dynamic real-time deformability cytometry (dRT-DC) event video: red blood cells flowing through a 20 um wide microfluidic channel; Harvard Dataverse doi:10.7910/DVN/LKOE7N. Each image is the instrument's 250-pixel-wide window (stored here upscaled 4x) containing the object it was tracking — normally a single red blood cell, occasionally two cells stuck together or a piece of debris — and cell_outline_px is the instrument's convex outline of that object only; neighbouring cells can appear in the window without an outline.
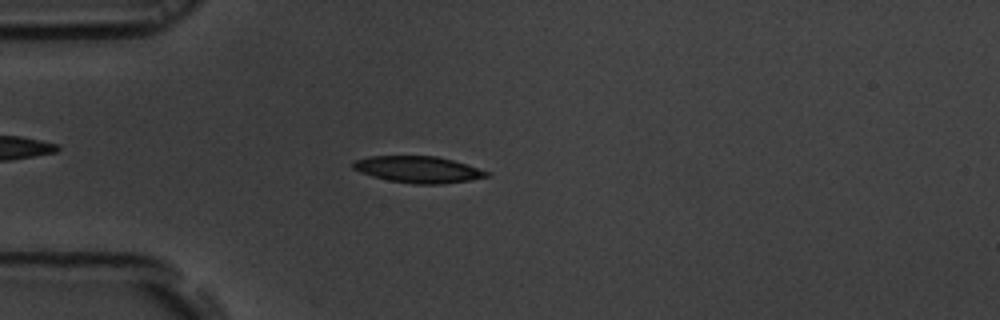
{"species": "common noctule bat (a hibernating species)", "species_latin": "Nyctalus noctula", "temperature_condition": "room temperature", "stored_images_in_passage": 42, "camera_frame_rate_fps": 3000, "um_per_image_px": 0.085, "animal": {"sex": "male", "body_mass_g": 19.5, "forearm_length_mm": 54.6}, "frame": {"image": 1, "passage_image": 2, "time_ms": 0.333, "image_size_px": [1000, 320], "cell_outline_px": [[492, 176], [468, 180], [440, 184], [412, 184], [388, 180], [372, 176], [360, 172], [352, 168], [352, 164], [356, 160], [368, 156], [436, 156], [452, 160], [492, 172]], "centroid_in_image_um": [35.56, 14.41], "position_along_channel_um": 49.4, "area_um2": 20.69}}
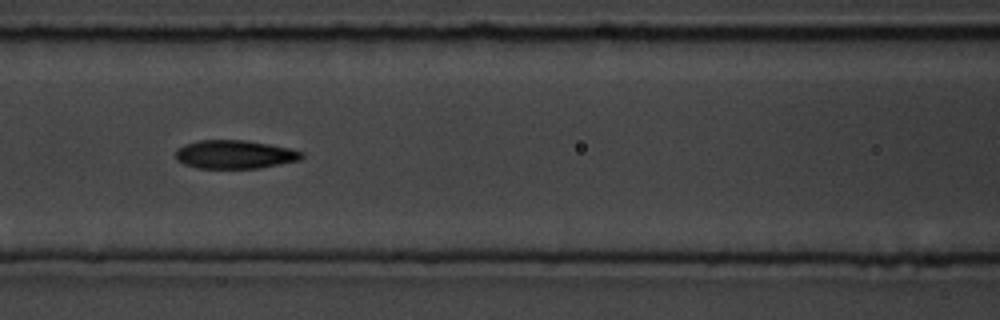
{"frame": {"image": 2, "passage_image": 11, "time_ms": 3.333, "image_size_px": [1000, 320], "cell_outline_px": [[304, 156], [300, 160], [280, 164], [256, 168], [196, 168], [184, 164], [176, 160], [176, 148], [184, 144], [200, 140], [244, 140], [268, 144], [288, 148], [304, 152]], "centroid_in_image_um": [19.93, 13.12], "position_along_channel_um": 146.7, "area_um2": 20.92}}
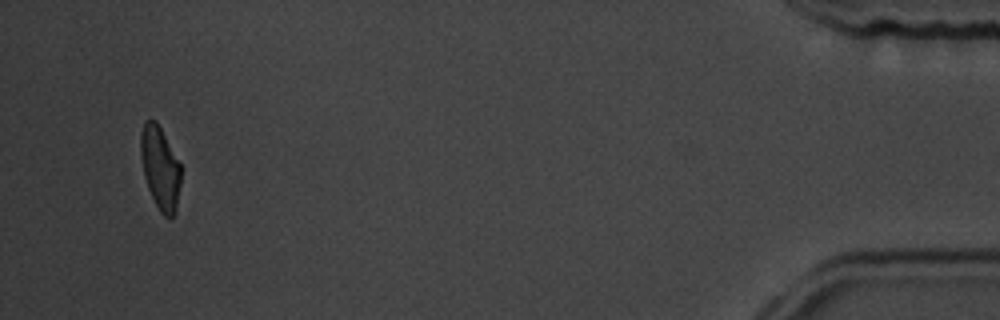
{"frame": {"image": 3, "passage_image": 40, "time_ms": 13.0, "image_size_px": [1000, 320], "cell_outline_px": [[180, 184], [176, 212], [168, 220], [160, 212], [148, 188], [144, 176], [140, 156], [140, 132], [144, 120], [156, 120], [180, 164]], "centroid_in_image_um": [13.59, 14.28], "position_along_channel_um": 421.6, "area_um2": 19.42}, "authors_computed_cell_mechanics": {"area_um2": 20.6635, "velocity_mm_per_s": 3.6687, "shape_relaxation_time_tau1_ms": 3.2431, "shape_relaxation_time_tau2_ms": 3.1995, "deformation_change_tau1": 0.1594, "deformation_change_tau2": 0.107}}